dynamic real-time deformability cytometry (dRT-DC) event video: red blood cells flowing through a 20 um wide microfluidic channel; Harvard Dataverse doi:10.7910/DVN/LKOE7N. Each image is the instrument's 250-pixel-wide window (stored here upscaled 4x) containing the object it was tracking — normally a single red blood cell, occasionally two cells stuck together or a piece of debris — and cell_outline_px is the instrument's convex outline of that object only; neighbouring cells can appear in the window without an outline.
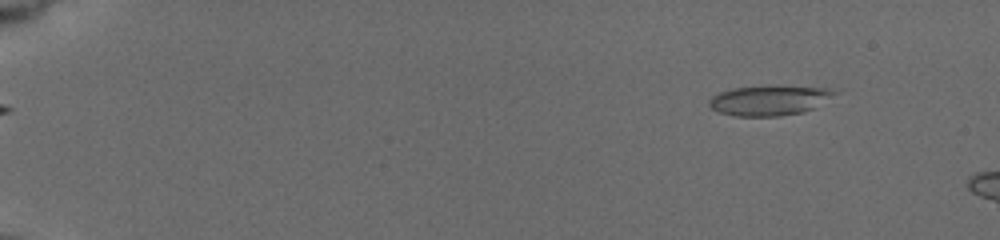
{"species": "common noctule bat (a hibernating species)", "species_latin": "Nyctalus noctula", "temperature_condition": "cold", "stored_images_in_passage": 13, "camera_frame_rate_fps": 3000, "um_per_image_px": 0.085, "animal": {"sex": "female", "body_mass_g": 19.5, "forearm_length_mm": 54.1}, "frame": {"image": 1, "passage_image": 7, "time_ms": 1.0, "image_size_px": [1000, 240], "cell_outline_px": [[836, 92], [812, 108], [800, 112], [780, 116], [736, 116], [720, 112], [712, 108], [708, 104], [708, 100], [712, 96], [720, 92], [732, 88], [820, 88]], "centroid_in_image_um": [65.23, 8.58], "position_along_channel_um": 19.8, "area_um2": 20.4}}